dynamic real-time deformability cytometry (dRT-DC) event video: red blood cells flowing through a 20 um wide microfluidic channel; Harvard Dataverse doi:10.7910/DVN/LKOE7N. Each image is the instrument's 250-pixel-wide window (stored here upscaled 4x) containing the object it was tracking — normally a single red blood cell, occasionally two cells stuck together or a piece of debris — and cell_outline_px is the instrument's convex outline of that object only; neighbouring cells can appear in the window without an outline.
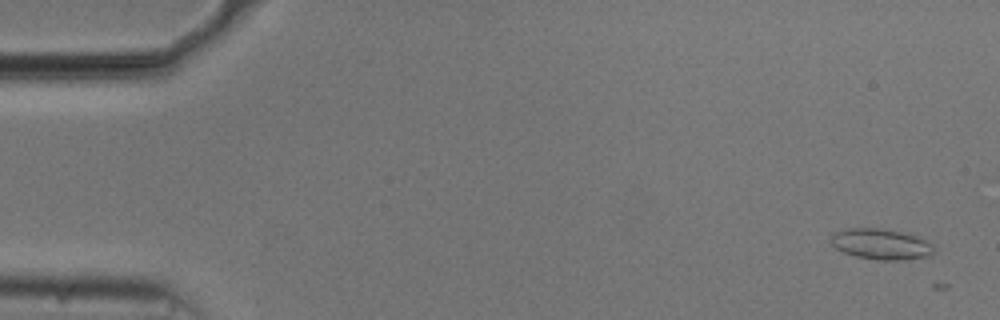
{"species": "common noctule bat (a hibernating species)", "species_latin": "Nyctalus noctula", "temperature_condition": "cold", "stored_images_in_passage": 3, "camera_frame_rate_fps": 3000, "um_per_image_px": 0.085, "animal": {"sex": "male", "body_mass_g": 20.5, "forearm_length_mm": 52.5}, "frame": {"image": 1, "passage_image": 1, "time_ms": 0.0, "image_size_px": [1000, 320], "cell_outline_px": [[932, 256], [900, 260], [880, 260], [856, 256], [844, 252], [836, 248], [832, 244], [832, 236], [836, 232], [848, 228], [876, 228], [912, 232], [928, 240], [932, 244]], "centroid_in_image_um": [74.97, 20.73], "position_along_channel_um": 10.0, "area_um2": 18.61}}